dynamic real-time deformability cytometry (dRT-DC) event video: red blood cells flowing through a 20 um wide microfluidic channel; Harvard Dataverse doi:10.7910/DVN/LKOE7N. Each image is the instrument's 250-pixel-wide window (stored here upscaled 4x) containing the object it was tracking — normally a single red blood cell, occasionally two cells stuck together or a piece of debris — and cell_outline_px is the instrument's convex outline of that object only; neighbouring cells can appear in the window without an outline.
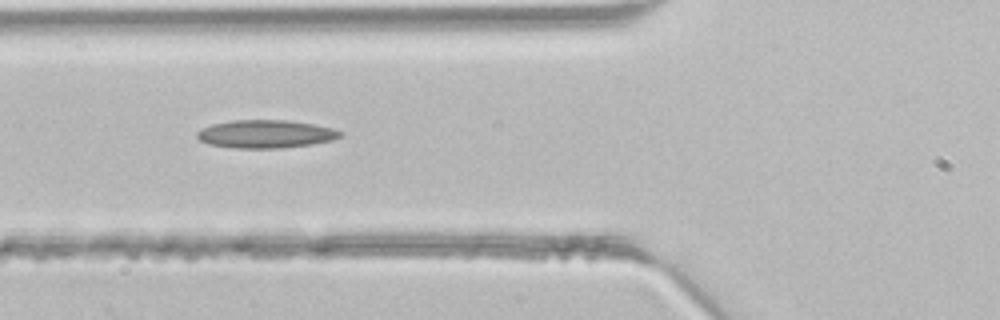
{"species": "common noctule bat (a hibernating species)", "species_latin": "Nyctalus noctula", "temperature_condition": "room temperature", "stored_images_in_passage": 2, "camera_frame_rate_fps": 3000, "um_per_image_px": 0.085, "animal": {"sex": "male", "body_mass_g": 21.5, "forearm_length_mm": 52.0}, "frame": {"image": 1, "passage_image": 2, "time_ms": 0.333, "image_size_px": [1000, 320], "cell_outline_px": [[344, 136], [332, 140], [312, 144], [280, 148], [236, 148], [208, 144], [200, 140], [196, 136], [196, 132], [200, 128], [212, 124], [232, 120], [284, 120], [312, 124], [332, 128], [344, 132]], "centroid_in_image_um": [22.57, 11.39], "position_along_channel_um": 103.2, "area_um2": 23.47}}